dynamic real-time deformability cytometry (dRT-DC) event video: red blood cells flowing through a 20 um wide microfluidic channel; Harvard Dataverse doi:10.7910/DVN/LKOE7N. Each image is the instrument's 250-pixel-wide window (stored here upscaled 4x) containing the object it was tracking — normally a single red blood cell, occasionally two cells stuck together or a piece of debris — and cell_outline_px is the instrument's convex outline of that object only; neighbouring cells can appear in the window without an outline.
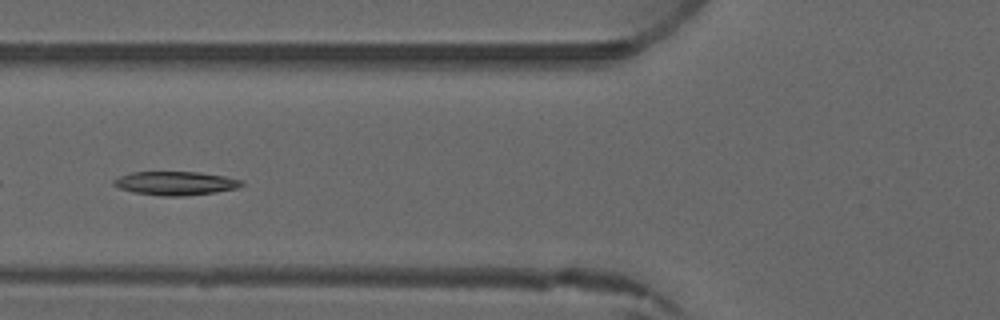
{"species": "common noctule bat (a hibernating species)", "species_latin": "Nyctalus noctula", "temperature_condition": "warm", "stored_images_in_passage": 6, "camera_frame_rate_fps": 3000, "um_per_image_px": 0.085, "animal": {"sex": "male", "forearm_length_mm": 52.5}, "frame": {"image": 1, "passage_image": 6, "time_ms": 5.667, "image_size_px": [1000, 320], "cell_outline_px": [[244, 184], [236, 188], [216, 192], [184, 196], [164, 196], [132, 192], [120, 188], [112, 184], [112, 180], [120, 176], [132, 172], [200, 172], [224, 176], [244, 180]], "centroid_in_image_um": [14.92, 15.57], "position_along_channel_um": 110.9, "area_um2": 17.69}}